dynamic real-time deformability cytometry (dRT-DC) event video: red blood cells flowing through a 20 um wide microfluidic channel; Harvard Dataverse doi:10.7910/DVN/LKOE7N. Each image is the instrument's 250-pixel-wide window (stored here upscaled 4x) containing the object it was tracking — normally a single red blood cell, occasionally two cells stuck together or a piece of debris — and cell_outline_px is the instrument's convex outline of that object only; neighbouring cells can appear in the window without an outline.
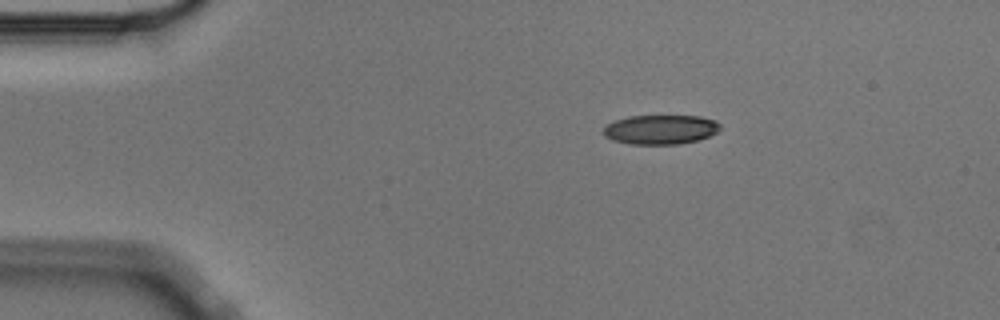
{"species": "Egyptian fruit bat (a non-hibernating species)", "species_latin": "Rousettus aegyptiacus", "temperature_condition": "cold", "stored_images_in_passage": 7, "camera_frame_rate_fps": 3000, "um_per_image_px": 0.085, "animal": {"sex": "male"}, "frame": {"image": 1, "passage_image": 1, "time_ms": 0.0, "image_size_px": [1000, 320], "cell_outline_px": [[720, 128], [716, 132], [708, 136], [696, 140], [680, 144], [628, 144], [612, 140], [604, 136], [604, 128], [608, 124], [616, 120], [628, 116], [700, 116], [716, 120], [720, 124]], "centroid_in_image_um": [56.14, 11.01], "position_along_channel_um": 28.9, "area_um2": 19.94}}
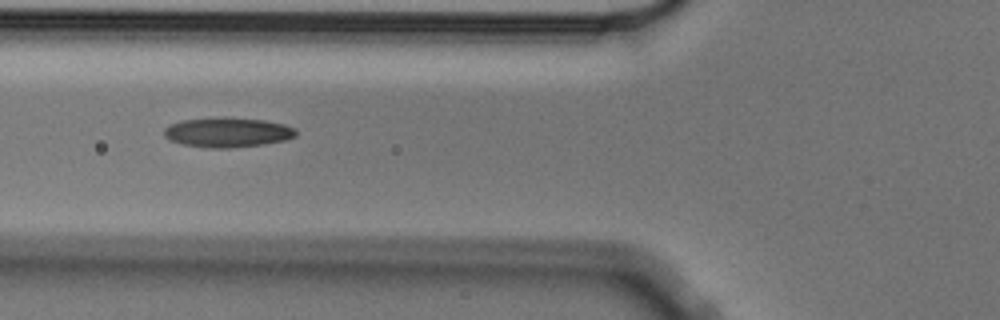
{"frame": {"image": 2, "passage_image": 4, "time_ms": 1.0, "image_size_px": [1000, 320], "cell_outline_px": [[296, 136], [284, 140], [264, 144], [228, 148], [212, 148], [184, 144], [172, 140], [164, 136], [164, 128], [168, 124], [180, 120], [264, 120], [284, 124], [296, 128]], "centroid_in_image_um": [19.36, 11.29], "position_along_channel_um": 106.4, "area_um2": 21.79}}
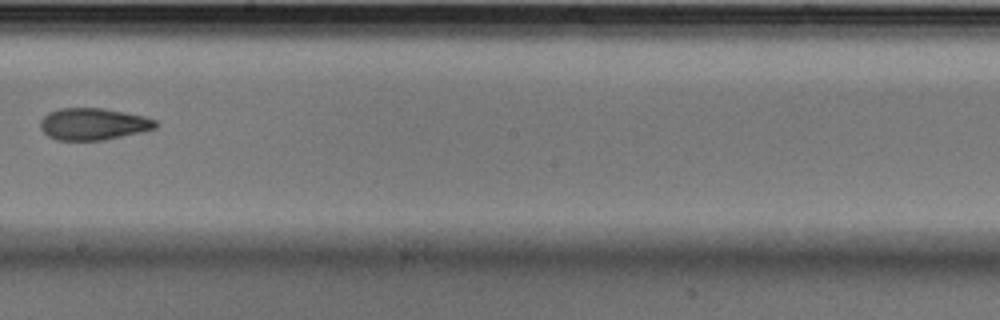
{"frame": {"image": 3, "passage_image": 7, "time_ms": 2.0, "image_size_px": [1000, 320], "cell_outline_px": [[156, 128], [140, 132], [104, 140], [56, 140], [48, 136], [40, 128], [40, 120], [48, 112], [60, 108], [104, 108], [144, 116], [156, 120]], "centroid_in_image_um": [7.9, 10.54], "position_along_channel_um": 240.3, "area_um2": 21.39}}